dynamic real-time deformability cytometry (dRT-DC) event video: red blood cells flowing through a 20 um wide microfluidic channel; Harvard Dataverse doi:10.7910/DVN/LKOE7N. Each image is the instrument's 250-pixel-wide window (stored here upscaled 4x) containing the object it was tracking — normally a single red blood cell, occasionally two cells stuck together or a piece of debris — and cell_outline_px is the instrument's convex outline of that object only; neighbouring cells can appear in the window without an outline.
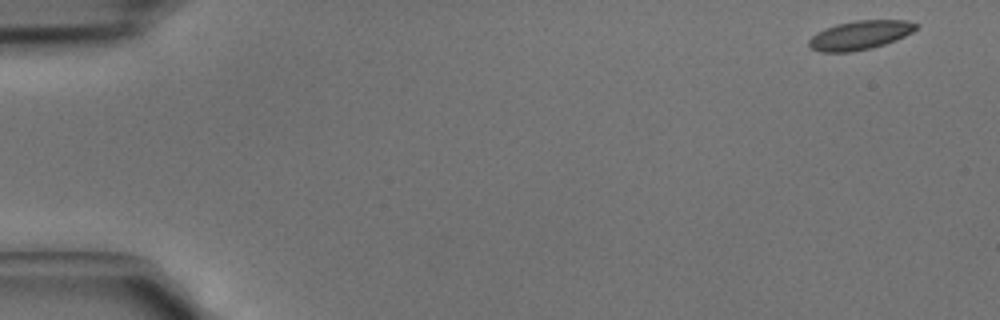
{"species": "common noctule bat (a hibernating species)", "species_latin": "Nyctalus noctula", "temperature_condition": "cold", "stored_images_in_passage": 42, "camera_frame_rate_fps": 3000, "um_per_image_px": 0.085, "animal": {"sex": "male", "body_mass_g": 15.6}, "frame": {"image": 1, "passage_image": 1, "time_ms": 0.0, "image_size_px": [1000, 320], "cell_outline_px": [[920, 24], [912, 32], [896, 40], [872, 48], [852, 52], [820, 52], [812, 48], [808, 44], [808, 40], [816, 32], [824, 28], [836, 24], [856, 20], [908, 20]], "centroid_in_image_um": [73.09, 2.98], "position_along_channel_um": 11.9, "area_um2": 18.21}}
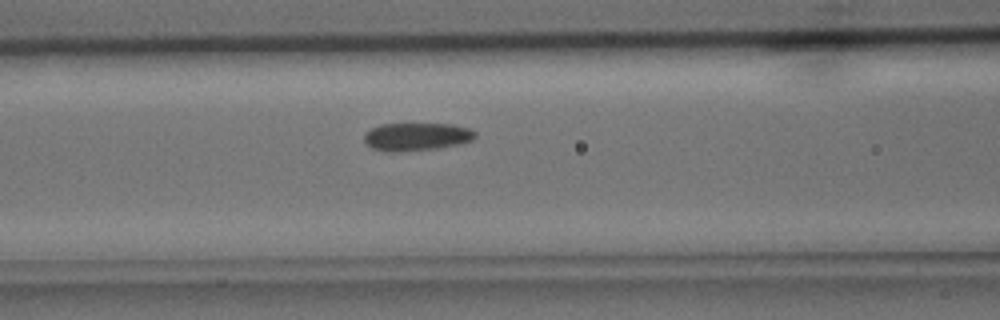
{"frame": {"image": 2, "passage_image": 17, "time_ms": 5.333, "image_size_px": [1000, 320], "cell_outline_px": [[476, 136], [472, 140], [460, 144], [436, 148], [400, 152], [384, 152], [372, 148], [364, 140], [364, 132], [380, 124], [452, 124], [468, 128], [476, 132]], "centroid_in_image_um": [35.38, 11.62], "position_along_channel_um": 131.2, "area_um2": 18.15}}
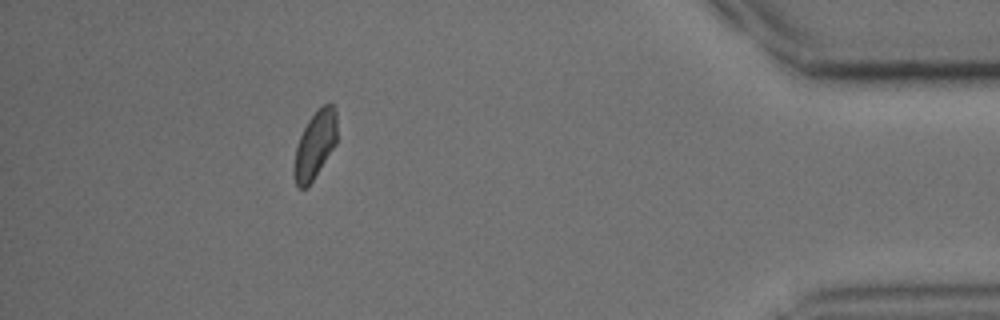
{"frame": {"image": 3, "passage_image": 38, "time_ms": 12.333, "image_size_px": [1000, 320], "cell_outline_px": [[336, 144], [312, 180], [304, 188], [300, 188], [296, 184], [292, 172], [292, 168], [296, 148], [300, 136], [308, 120], [316, 108], [324, 104], [332, 104], [336, 108]], "centroid_in_image_um": [26.76, 12.28], "position_along_channel_um": 408.4, "area_um2": 16.82}}